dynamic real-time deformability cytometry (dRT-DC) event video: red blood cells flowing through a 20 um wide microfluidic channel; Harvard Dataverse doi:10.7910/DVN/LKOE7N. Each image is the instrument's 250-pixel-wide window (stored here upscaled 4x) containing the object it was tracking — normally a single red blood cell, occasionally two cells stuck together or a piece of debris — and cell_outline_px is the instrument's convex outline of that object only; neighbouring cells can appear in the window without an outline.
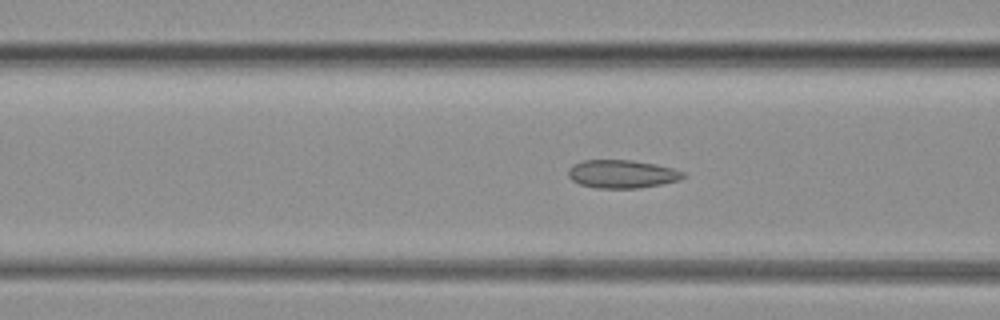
{"species": "common noctule bat (a hibernating species)", "species_latin": "Nyctalus noctula", "temperature_condition": "warm", "stored_images_in_passage": 65, "camera_frame_rate_fps": 3000, "um_per_image_px": 0.085, "animal": {"sex": "female", "body_mass_g": 19.3, "forearm_length_mm": 54.1}, "frame": {"image": 1, "passage_image": 33, "time_ms": 10.667, "image_size_px": [1000, 320], "cell_outline_px": [[684, 176], [676, 180], [660, 184], [640, 188], [596, 188], [580, 184], [572, 180], [568, 176], [568, 168], [572, 164], [584, 160], [632, 160], [656, 164], [672, 168], [684, 172]], "centroid_in_image_um": [52.81, 14.78], "position_along_channel_um": 113.8, "area_um2": 18.79}}
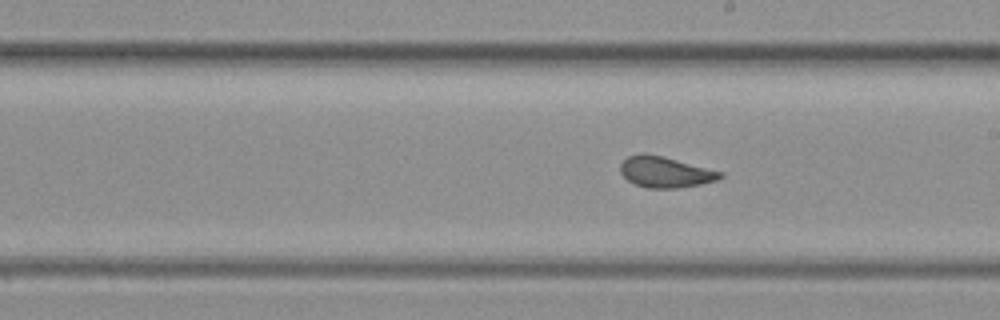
{"frame": {"image": 2, "passage_image": 47, "time_ms": 15.333, "image_size_px": [1000, 320], "cell_outline_px": [[724, 176], [716, 180], [700, 184], [676, 188], [648, 188], [636, 184], [628, 180], [620, 172], [620, 164], [628, 156], [640, 152], [644, 152], [664, 156], [724, 172]], "centroid_in_image_um": [56.54, 14.6], "position_along_channel_um": 232.5, "area_um2": 18.09}}
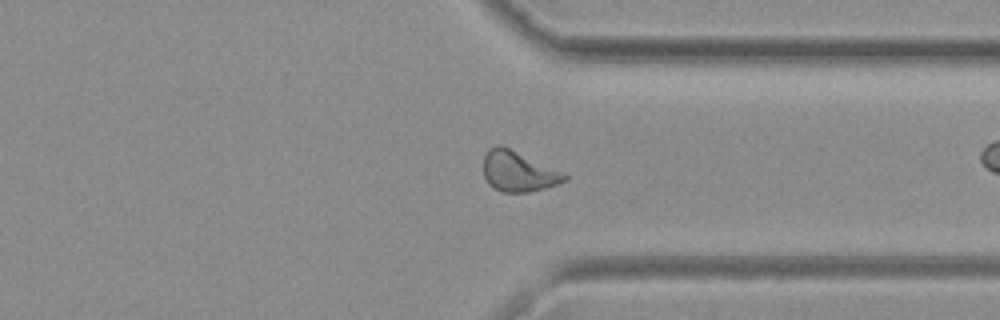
{"frame": {"image": 3, "passage_image": 63, "time_ms": 20.667, "image_size_px": [1000, 320], "cell_outline_px": [[568, 180], [544, 188], [528, 192], [500, 192], [492, 188], [488, 184], [484, 176], [484, 156], [488, 148], [496, 144], [500, 144], [564, 172], [568, 176]], "centroid_in_image_um": [44.03, 14.57], "position_along_channel_um": 367.4, "area_um2": 19.19}}